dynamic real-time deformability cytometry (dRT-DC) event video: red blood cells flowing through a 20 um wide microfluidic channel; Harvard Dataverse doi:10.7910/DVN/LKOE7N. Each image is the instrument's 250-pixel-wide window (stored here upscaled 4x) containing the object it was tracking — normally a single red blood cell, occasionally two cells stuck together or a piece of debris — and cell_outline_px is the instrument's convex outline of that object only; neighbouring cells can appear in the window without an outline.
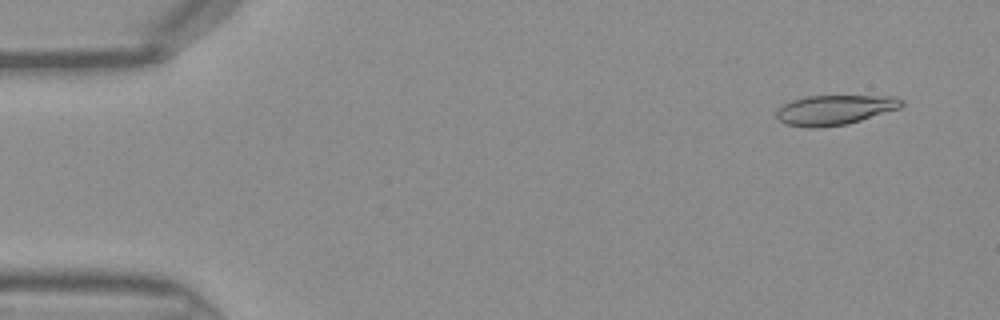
{"species": "Egyptian fruit bat (a non-hibernating species)", "species_latin": "Rousettus aegyptiacus", "temperature_condition": "warm", "stored_images_in_passage": 45, "camera_frame_rate_fps": 3000, "um_per_image_px": 0.085, "frame": {"image": 1, "passage_image": 3, "time_ms": 0.667, "image_size_px": [1000, 320], "cell_outline_px": [[904, 104], [900, 108], [848, 124], [816, 128], [808, 128], [784, 124], [776, 116], [776, 112], [784, 104], [792, 100], [804, 96], [896, 96], [904, 100]], "centroid_in_image_um": [70.96, 9.34], "position_along_channel_um": 14.0, "area_um2": 21.85}}
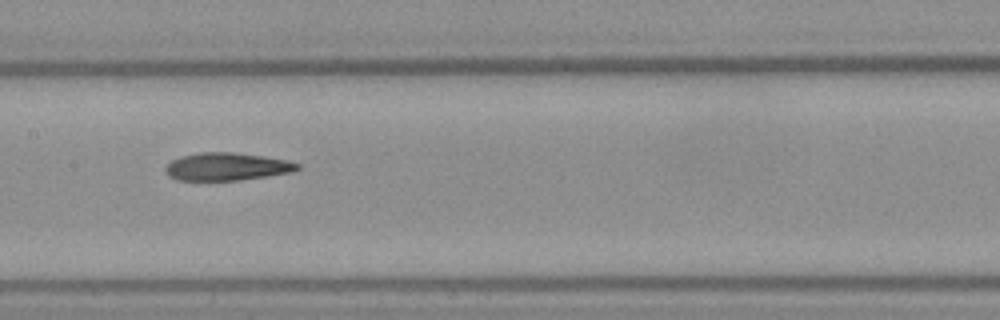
{"frame": {"image": 2, "passage_image": 22, "time_ms": 7.0, "image_size_px": [1000, 320], "cell_outline_px": [[300, 168], [288, 172], [264, 176], [236, 180], [176, 180], [168, 176], [164, 168], [172, 160], [180, 156], [200, 152], [236, 152], [264, 156], [288, 160], [300, 164]], "centroid_in_image_um": [19.23, 14.15], "position_along_channel_um": 188.2, "area_um2": 21.21}}
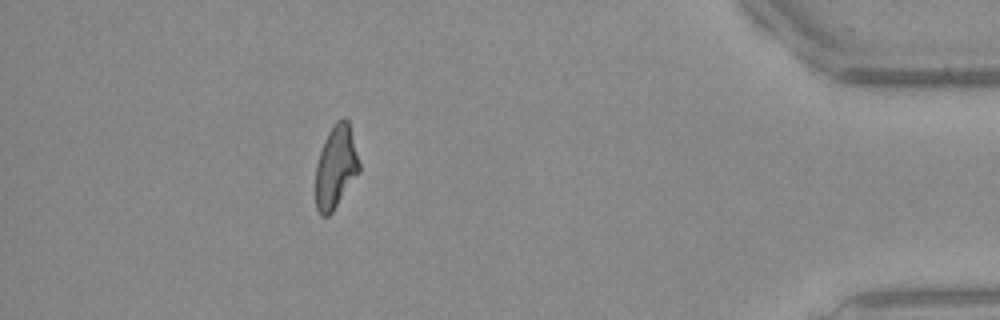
{"frame": {"image": 3, "passage_image": 40, "time_ms": 13.0, "image_size_px": [1000, 320], "cell_outline_px": [[360, 172], [332, 212], [328, 216], [320, 216], [316, 208], [316, 164], [324, 140], [332, 124], [336, 120], [344, 116], [348, 120], [360, 164]], "centroid_in_image_um": [28.54, 14.18], "position_along_channel_um": 406.7, "area_um2": 21.15}}